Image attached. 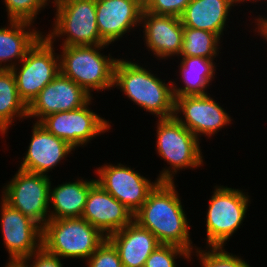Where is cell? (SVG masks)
<instances>
[{"instance_id":"obj_4","label":"cell","mask_w":267,"mask_h":267,"mask_svg":"<svg viewBox=\"0 0 267 267\" xmlns=\"http://www.w3.org/2000/svg\"><path fill=\"white\" fill-rule=\"evenodd\" d=\"M106 238L83 218L49 219L42 227V246L61 259L87 260Z\"/></svg>"},{"instance_id":"obj_3","label":"cell","mask_w":267,"mask_h":267,"mask_svg":"<svg viewBox=\"0 0 267 267\" xmlns=\"http://www.w3.org/2000/svg\"><path fill=\"white\" fill-rule=\"evenodd\" d=\"M108 45L62 46L60 72L89 95L94 90L111 89L118 59L100 53Z\"/></svg>"},{"instance_id":"obj_5","label":"cell","mask_w":267,"mask_h":267,"mask_svg":"<svg viewBox=\"0 0 267 267\" xmlns=\"http://www.w3.org/2000/svg\"><path fill=\"white\" fill-rule=\"evenodd\" d=\"M157 120V153L170 165L168 169L161 171L157 179L173 182V176L180 169L203 166L200 139L174 116Z\"/></svg>"},{"instance_id":"obj_2","label":"cell","mask_w":267,"mask_h":267,"mask_svg":"<svg viewBox=\"0 0 267 267\" xmlns=\"http://www.w3.org/2000/svg\"><path fill=\"white\" fill-rule=\"evenodd\" d=\"M150 71L137 63L118 59L113 86L120 88L136 105L159 119L173 117L175 98L172 83H163Z\"/></svg>"},{"instance_id":"obj_19","label":"cell","mask_w":267,"mask_h":267,"mask_svg":"<svg viewBox=\"0 0 267 267\" xmlns=\"http://www.w3.org/2000/svg\"><path fill=\"white\" fill-rule=\"evenodd\" d=\"M107 239L117 249L123 267H144L148 257L161 244L155 235L134 220Z\"/></svg>"},{"instance_id":"obj_17","label":"cell","mask_w":267,"mask_h":267,"mask_svg":"<svg viewBox=\"0 0 267 267\" xmlns=\"http://www.w3.org/2000/svg\"><path fill=\"white\" fill-rule=\"evenodd\" d=\"M32 128L31 141L19 169L47 175V172L75 149L66 141L51 134L39 122Z\"/></svg>"},{"instance_id":"obj_14","label":"cell","mask_w":267,"mask_h":267,"mask_svg":"<svg viewBox=\"0 0 267 267\" xmlns=\"http://www.w3.org/2000/svg\"><path fill=\"white\" fill-rule=\"evenodd\" d=\"M92 99L83 88L60 72L27 106V118L37 117L36 122H40L49 114L81 108Z\"/></svg>"},{"instance_id":"obj_8","label":"cell","mask_w":267,"mask_h":267,"mask_svg":"<svg viewBox=\"0 0 267 267\" xmlns=\"http://www.w3.org/2000/svg\"><path fill=\"white\" fill-rule=\"evenodd\" d=\"M213 193L206 212V244L223 247L243 223L250 199L242 190L227 186H215Z\"/></svg>"},{"instance_id":"obj_16","label":"cell","mask_w":267,"mask_h":267,"mask_svg":"<svg viewBox=\"0 0 267 267\" xmlns=\"http://www.w3.org/2000/svg\"><path fill=\"white\" fill-rule=\"evenodd\" d=\"M143 0H96L100 38L111 44L141 23Z\"/></svg>"},{"instance_id":"obj_13","label":"cell","mask_w":267,"mask_h":267,"mask_svg":"<svg viewBox=\"0 0 267 267\" xmlns=\"http://www.w3.org/2000/svg\"><path fill=\"white\" fill-rule=\"evenodd\" d=\"M178 113H183L184 119ZM174 117L198 139L201 135L214 136L232 120L210 94L176 97Z\"/></svg>"},{"instance_id":"obj_20","label":"cell","mask_w":267,"mask_h":267,"mask_svg":"<svg viewBox=\"0 0 267 267\" xmlns=\"http://www.w3.org/2000/svg\"><path fill=\"white\" fill-rule=\"evenodd\" d=\"M239 2L241 0H191L180 17L182 25L206 30L221 38L228 14Z\"/></svg>"},{"instance_id":"obj_26","label":"cell","mask_w":267,"mask_h":267,"mask_svg":"<svg viewBox=\"0 0 267 267\" xmlns=\"http://www.w3.org/2000/svg\"><path fill=\"white\" fill-rule=\"evenodd\" d=\"M202 267H251L239 256L224 250V247H209L208 251L196 248Z\"/></svg>"},{"instance_id":"obj_9","label":"cell","mask_w":267,"mask_h":267,"mask_svg":"<svg viewBox=\"0 0 267 267\" xmlns=\"http://www.w3.org/2000/svg\"><path fill=\"white\" fill-rule=\"evenodd\" d=\"M50 176L18 169L3 187L2 199L41 227L49 220Z\"/></svg>"},{"instance_id":"obj_15","label":"cell","mask_w":267,"mask_h":267,"mask_svg":"<svg viewBox=\"0 0 267 267\" xmlns=\"http://www.w3.org/2000/svg\"><path fill=\"white\" fill-rule=\"evenodd\" d=\"M81 218L108 237L130 224L134 215L96 182L88 192Z\"/></svg>"},{"instance_id":"obj_27","label":"cell","mask_w":267,"mask_h":267,"mask_svg":"<svg viewBox=\"0 0 267 267\" xmlns=\"http://www.w3.org/2000/svg\"><path fill=\"white\" fill-rule=\"evenodd\" d=\"M3 2L8 12V20L30 23H34L40 10L50 3L48 0H4Z\"/></svg>"},{"instance_id":"obj_18","label":"cell","mask_w":267,"mask_h":267,"mask_svg":"<svg viewBox=\"0 0 267 267\" xmlns=\"http://www.w3.org/2000/svg\"><path fill=\"white\" fill-rule=\"evenodd\" d=\"M141 24L144 42L149 51L160 59L179 56L183 41L181 19L171 15H157L142 10Z\"/></svg>"},{"instance_id":"obj_11","label":"cell","mask_w":267,"mask_h":267,"mask_svg":"<svg viewBox=\"0 0 267 267\" xmlns=\"http://www.w3.org/2000/svg\"><path fill=\"white\" fill-rule=\"evenodd\" d=\"M96 182L134 215L147 200L149 193L160 182L149 181L134 169L122 164L105 165L97 168Z\"/></svg>"},{"instance_id":"obj_31","label":"cell","mask_w":267,"mask_h":267,"mask_svg":"<svg viewBox=\"0 0 267 267\" xmlns=\"http://www.w3.org/2000/svg\"><path fill=\"white\" fill-rule=\"evenodd\" d=\"M30 260H32V263L29 266V262L27 261ZM61 262L62 261L59 256L48 252L43 246H41L29 257L21 260L19 264L22 267H63V263Z\"/></svg>"},{"instance_id":"obj_7","label":"cell","mask_w":267,"mask_h":267,"mask_svg":"<svg viewBox=\"0 0 267 267\" xmlns=\"http://www.w3.org/2000/svg\"><path fill=\"white\" fill-rule=\"evenodd\" d=\"M53 44L54 41L42 35L25 58L11 69L18 94L27 106L60 73V56L55 53Z\"/></svg>"},{"instance_id":"obj_34","label":"cell","mask_w":267,"mask_h":267,"mask_svg":"<svg viewBox=\"0 0 267 267\" xmlns=\"http://www.w3.org/2000/svg\"><path fill=\"white\" fill-rule=\"evenodd\" d=\"M256 22V24L259 22V21H267V18L264 16V18L262 16H260L259 18L257 17V19H254Z\"/></svg>"},{"instance_id":"obj_23","label":"cell","mask_w":267,"mask_h":267,"mask_svg":"<svg viewBox=\"0 0 267 267\" xmlns=\"http://www.w3.org/2000/svg\"><path fill=\"white\" fill-rule=\"evenodd\" d=\"M213 60L204 57H182L179 72L184 86L179 88L177 84L175 86L174 81H170L174 98L207 95L206 88L210 86L216 70Z\"/></svg>"},{"instance_id":"obj_12","label":"cell","mask_w":267,"mask_h":267,"mask_svg":"<svg viewBox=\"0 0 267 267\" xmlns=\"http://www.w3.org/2000/svg\"><path fill=\"white\" fill-rule=\"evenodd\" d=\"M1 231L8 263H19L42 246V227L1 198Z\"/></svg>"},{"instance_id":"obj_21","label":"cell","mask_w":267,"mask_h":267,"mask_svg":"<svg viewBox=\"0 0 267 267\" xmlns=\"http://www.w3.org/2000/svg\"><path fill=\"white\" fill-rule=\"evenodd\" d=\"M8 22L9 26L0 28V69L4 70H11L18 65L43 34L35 28L30 29L33 25L30 22L16 20ZM7 62L9 63L6 64Z\"/></svg>"},{"instance_id":"obj_30","label":"cell","mask_w":267,"mask_h":267,"mask_svg":"<svg viewBox=\"0 0 267 267\" xmlns=\"http://www.w3.org/2000/svg\"><path fill=\"white\" fill-rule=\"evenodd\" d=\"M191 0H143V10L157 15L181 17Z\"/></svg>"},{"instance_id":"obj_1","label":"cell","mask_w":267,"mask_h":267,"mask_svg":"<svg viewBox=\"0 0 267 267\" xmlns=\"http://www.w3.org/2000/svg\"><path fill=\"white\" fill-rule=\"evenodd\" d=\"M134 221L148 229L161 244L176 245L193 253L190 225L174 181H160L134 214Z\"/></svg>"},{"instance_id":"obj_6","label":"cell","mask_w":267,"mask_h":267,"mask_svg":"<svg viewBox=\"0 0 267 267\" xmlns=\"http://www.w3.org/2000/svg\"><path fill=\"white\" fill-rule=\"evenodd\" d=\"M53 3L57 12L53 30L46 35L50 41L66 36L63 46L106 44L99 35L96 0H59Z\"/></svg>"},{"instance_id":"obj_24","label":"cell","mask_w":267,"mask_h":267,"mask_svg":"<svg viewBox=\"0 0 267 267\" xmlns=\"http://www.w3.org/2000/svg\"><path fill=\"white\" fill-rule=\"evenodd\" d=\"M17 117L19 119L27 118V105L18 94L15 77L12 71L9 69H0L1 135L7 134L8 128Z\"/></svg>"},{"instance_id":"obj_10","label":"cell","mask_w":267,"mask_h":267,"mask_svg":"<svg viewBox=\"0 0 267 267\" xmlns=\"http://www.w3.org/2000/svg\"><path fill=\"white\" fill-rule=\"evenodd\" d=\"M72 111L56 112L47 115L39 123L51 134L69 143L74 149L84 147L96 136L110 130L111 125L105 118L98 116L88 106Z\"/></svg>"},{"instance_id":"obj_35","label":"cell","mask_w":267,"mask_h":267,"mask_svg":"<svg viewBox=\"0 0 267 267\" xmlns=\"http://www.w3.org/2000/svg\"><path fill=\"white\" fill-rule=\"evenodd\" d=\"M244 1H245V0H241V3L244 2ZM247 1H250V2H251V1H252V2H254V1L256 2V1H257V2H258V1H261V0H246V2H247ZM264 1H265V0H264Z\"/></svg>"},{"instance_id":"obj_28","label":"cell","mask_w":267,"mask_h":267,"mask_svg":"<svg viewBox=\"0 0 267 267\" xmlns=\"http://www.w3.org/2000/svg\"><path fill=\"white\" fill-rule=\"evenodd\" d=\"M177 255L191 261V253L182 247L171 244H160L148 257L144 267H176ZM176 257V258H175Z\"/></svg>"},{"instance_id":"obj_33","label":"cell","mask_w":267,"mask_h":267,"mask_svg":"<svg viewBox=\"0 0 267 267\" xmlns=\"http://www.w3.org/2000/svg\"><path fill=\"white\" fill-rule=\"evenodd\" d=\"M5 267H22L19 263H7Z\"/></svg>"},{"instance_id":"obj_22","label":"cell","mask_w":267,"mask_h":267,"mask_svg":"<svg viewBox=\"0 0 267 267\" xmlns=\"http://www.w3.org/2000/svg\"><path fill=\"white\" fill-rule=\"evenodd\" d=\"M96 183V179L66 182L49 188V205L53 211L49 212V219L81 218L88 192Z\"/></svg>"},{"instance_id":"obj_25","label":"cell","mask_w":267,"mask_h":267,"mask_svg":"<svg viewBox=\"0 0 267 267\" xmlns=\"http://www.w3.org/2000/svg\"><path fill=\"white\" fill-rule=\"evenodd\" d=\"M219 44L220 38L212 32L183 27V41L179 56L215 59Z\"/></svg>"},{"instance_id":"obj_29","label":"cell","mask_w":267,"mask_h":267,"mask_svg":"<svg viewBox=\"0 0 267 267\" xmlns=\"http://www.w3.org/2000/svg\"><path fill=\"white\" fill-rule=\"evenodd\" d=\"M86 262L87 267H123L117 249L107 238Z\"/></svg>"},{"instance_id":"obj_32","label":"cell","mask_w":267,"mask_h":267,"mask_svg":"<svg viewBox=\"0 0 267 267\" xmlns=\"http://www.w3.org/2000/svg\"><path fill=\"white\" fill-rule=\"evenodd\" d=\"M256 26L255 31L257 30L258 33H260V35L265 38L264 40L267 41V21H259Z\"/></svg>"}]
</instances>
